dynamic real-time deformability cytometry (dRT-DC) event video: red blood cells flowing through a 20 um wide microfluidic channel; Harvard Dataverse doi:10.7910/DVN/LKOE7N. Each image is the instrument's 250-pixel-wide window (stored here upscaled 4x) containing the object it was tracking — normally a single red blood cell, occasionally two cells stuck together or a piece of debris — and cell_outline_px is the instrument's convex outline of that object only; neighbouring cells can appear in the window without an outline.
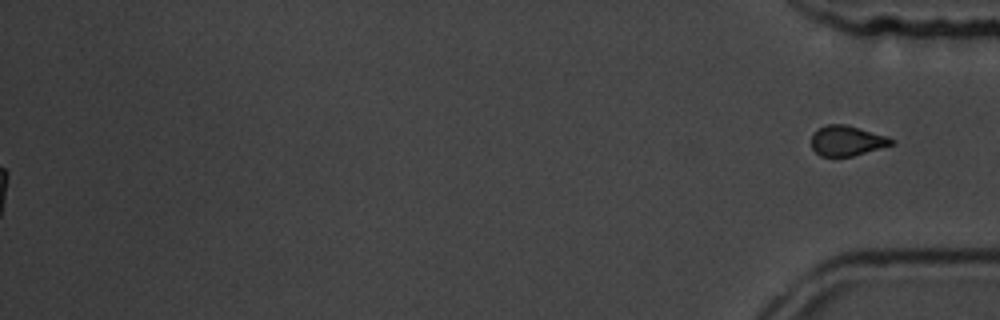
{"species": "common noctule bat (a hibernating species)", "species_latin": "Nyctalus noctula", "temperature_condition": "room temperature", "stored_images_in_passage": 56, "segment_of_instrument_passage": [2, 2], "camera_frame_rate_fps": 3000, "um_per_image_px": 0.085, "animal": {"sex": "male", "body_mass_g": 19.5, "forearm_length_mm": 54.6}, "frame": {"image": 1, "passage_image": 56, "time_ms": 18.333, "image_size_px": [1000, 320], "cell_outline_px": [[896, 144], [852, 156], [820, 156], [812, 148], [812, 132], [828, 124], [844, 124], [888, 136], [896, 140]], "centroid_in_image_um": [72.02, 11.96], "position_along_channel_um": 363.2, "area_um2": 14.1}}